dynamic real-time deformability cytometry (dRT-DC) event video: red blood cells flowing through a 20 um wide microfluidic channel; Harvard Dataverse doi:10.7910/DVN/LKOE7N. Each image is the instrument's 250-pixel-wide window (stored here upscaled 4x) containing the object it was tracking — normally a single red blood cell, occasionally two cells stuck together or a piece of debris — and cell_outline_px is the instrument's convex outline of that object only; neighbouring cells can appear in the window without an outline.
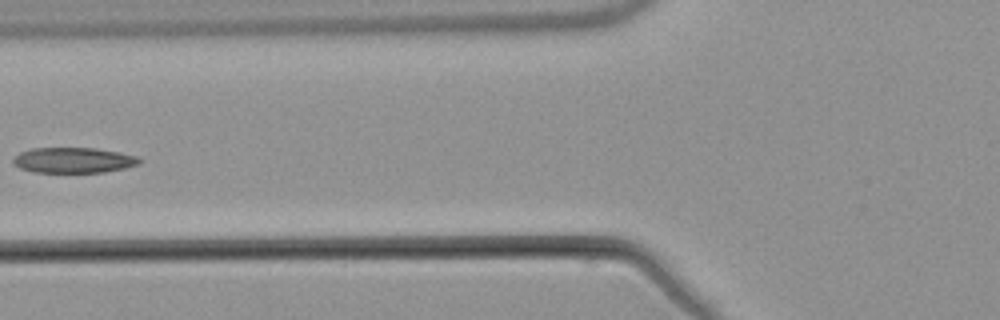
{"species": "common noctule bat (a hibernating species)", "species_latin": "Nyctalus noctula", "temperature_condition": "warm", "stored_images_in_passage": 7, "camera_frame_rate_fps": 3000, "um_per_image_px": 0.085, "animal": {"sex": "male", "body_mass_g": 21.5, "forearm_length_mm": 52.0}, "frame": {"image": 1, "passage_image": 6, "time_ms": 6.0, "image_size_px": [1000, 320], "cell_outline_px": [[144, 160], [140, 164], [124, 168], [104, 172], [36, 172], [20, 168], [12, 164], [12, 160], [20, 152], [32, 148], [96, 148], [120, 152], [136, 156]], "centroid_in_image_um": [6.27, 13.61], "position_along_channel_um": 119.5, "area_um2": 18.79}}
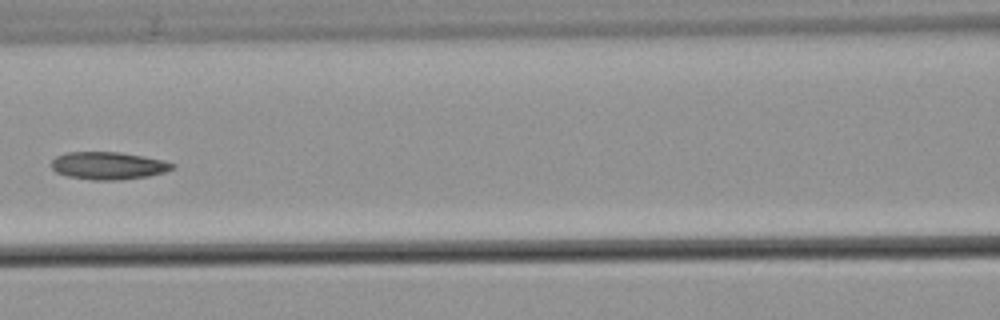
{"frame": {"image": 2, "passage_image": 7, "time_ms": 7.0, "image_size_px": [1000, 320], "cell_outline_px": [[176, 168], [164, 172], [148, 176], [120, 180], [92, 180], [68, 176], [56, 172], [52, 168], [52, 160], [56, 156], [64, 152], [120, 152], [144, 156], [164, 160], [176, 164]], "centroid_in_image_um": [9.23, 14.07], "position_along_channel_um": 157.4, "area_um2": 19.59}}